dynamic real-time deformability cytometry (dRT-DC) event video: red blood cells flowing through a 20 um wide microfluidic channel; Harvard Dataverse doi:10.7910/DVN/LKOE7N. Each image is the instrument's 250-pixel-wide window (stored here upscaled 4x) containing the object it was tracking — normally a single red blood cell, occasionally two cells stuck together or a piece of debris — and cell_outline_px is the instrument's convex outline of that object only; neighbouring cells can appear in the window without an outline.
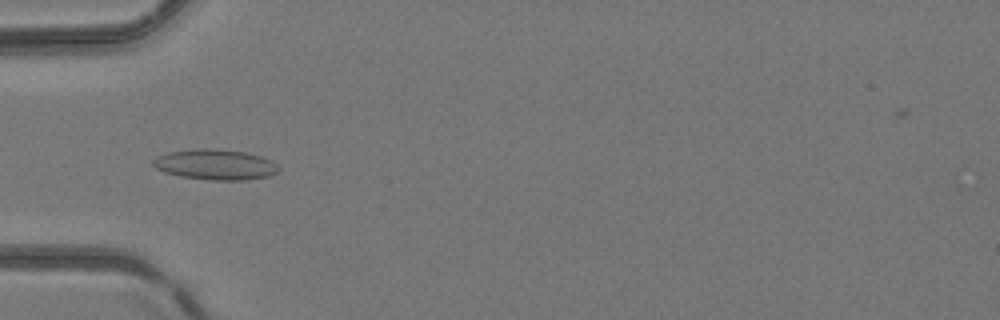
{"species": "common noctule bat (a hibernating species)", "species_latin": "Nyctalus noctula", "temperature_condition": "room temperature", "stored_images_in_passage": 49, "camera_frame_rate_fps": 3000, "um_per_image_px": 0.085, "animal": {"sex": "female", "body_mass_g": 24.6, "forearm_length_mm": 56.2}, "frame": {"image": 1, "passage_image": 17, "time_ms": 5.333, "image_size_px": [1000, 320], "cell_outline_px": [[280, 168], [276, 172], [268, 176], [244, 180], [208, 180], [180, 176], [164, 172], [156, 168], [152, 164], [152, 160], [156, 156], [168, 152], [192, 148], [216, 148], [244, 152], [260, 156], [272, 160]], "centroid_in_image_um": [18.26, 13.97], "position_along_channel_um": 66.7, "area_um2": 22.48}}
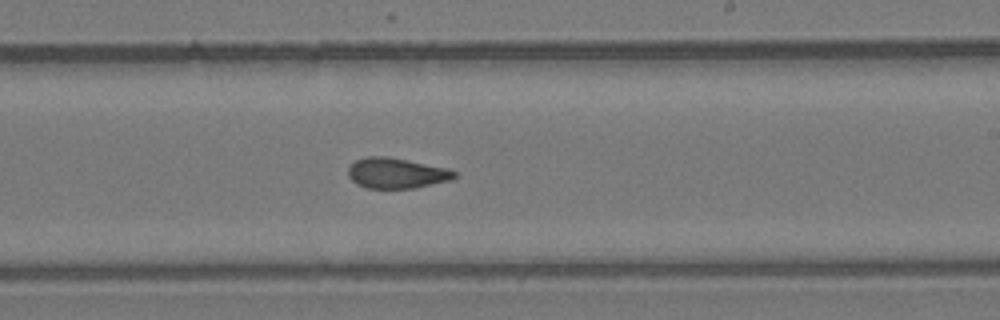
{"frame": {"image": 2, "passage_image": 30, "time_ms": 9.667, "image_size_px": [1000, 320], "cell_outline_px": [[456, 176], [452, 180], [416, 188], [368, 188], [356, 184], [348, 176], [348, 168], [356, 160], [368, 156], [388, 156], [448, 168], [456, 172]], "centroid_in_image_um": [33.72, 14.72], "position_along_channel_um": 255.3, "area_um2": 18.96}}
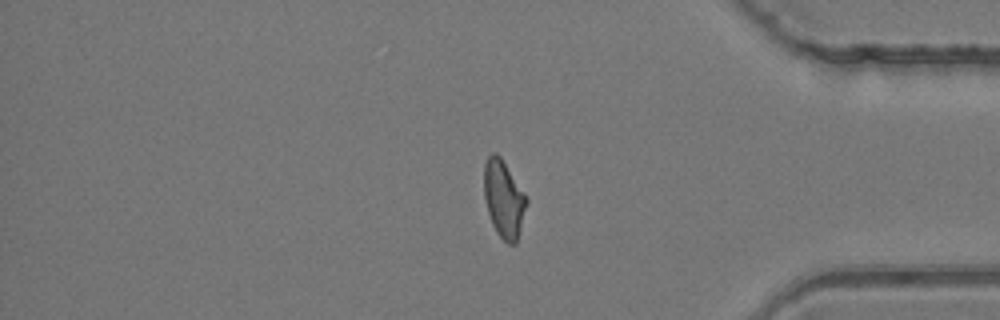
{"frame": {"image": 3, "passage_image": 41, "time_ms": 13.333, "image_size_px": [1000, 320], "cell_outline_px": [[528, 204], [516, 244], [508, 244], [496, 232], [492, 224], [488, 212], [484, 196], [484, 164], [488, 156], [492, 152], [496, 152], [500, 156], [528, 200]], "centroid_in_image_um": [42.81, 16.93], "position_along_channel_um": 392.4, "area_um2": 19.02}}